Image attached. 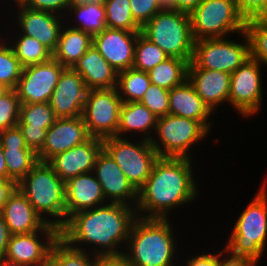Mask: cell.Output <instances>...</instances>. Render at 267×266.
I'll use <instances>...</instances> for the list:
<instances>
[{
    "label": "cell",
    "mask_w": 267,
    "mask_h": 266,
    "mask_svg": "<svg viewBox=\"0 0 267 266\" xmlns=\"http://www.w3.org/2000/svg\"><path fill=\"white\" fill-rule=\"evenodd\" d=\"M108 203L71 215L60 229V238L68 245L94 244L96 256L123 254L118 246L127 243L137 211L133 206Z\"/></svg>",
    "instance_id": "1"
},
{
    "label": "cell",
    "mask_w": 267,
    "mask_h": 266,
    "mask_svg": "<svg viewBox=\"0 0 267 266\" xmlns=\"http://www.w3.org/2000/svg\"><path fill=\"white\" fill-rule=\"evenodd\" d=\"M191 159L159 157L155 161L150 176L138 190V217L167 219L172 208L197 198Z\"/></svg>",
    "instance_id": "2"
},
{
    "label": "cell",
    "mask_w": 267,
    "mask_h": 266,
    "mask_svg": "<svg viewBox=\"0 0 267 266\" xmlns=\"http://www.w3.org/2000/svg\"><path fill=\"white\" fill-rule=\"evenodd\" d=\"M175 236L167 219L137 217L124 255L131 266H175Z\"/></svg>",
    "instance_id": "3"
},
{
    "label": "cell",
    "mask_w": 267,
    "mask_h": 266,
    "mask_svg": "<svg viewBox=\"0 0 267 266\" xmlns=\"http://www.w3.org/2000/svg\"><path fill=\"white\" fill-rule=\"evenodd\" d=\"M265 182L235 222L223 252L228 258L256 266L267 240V190Z\"/></svg>",
    "instance_id": "4"
},
{
    "label": "cell",
    "mask_w": 267,
    "mask_h": 266,
    "mask_svg": "<svg viewBox=\"0 0 267 266\" xmlns=\"http://www.w3.org/2000/svg\"><path fill=\"white\" fill-rule=\"evenodd\" d=\"M17 188L32 204L34 210L44 221L56 226L59 230L65 225V182L54 172L53 168L47 162L39 161L17 183ZM45 215H47L46 218ZM49 215L52 219H57L50 220Z\"/></svg>",
    "instance_id": "5"
},
{
    "label": "cell",
    "mask_w": 267,
    "mask_h": 266,
    "mask_svg": "<svg viewBox=\"0 0 267 266\" xmlns=\"http://www.w3.org/2000/svg\"><path fill=\"white\" fill-rule=\"evenodd\" d=\"M141 34L169 57L191 62L195 41L188 13L162 9L141 28Z\"/></svg>",
    "instance_id": "6"
},
{
    "label": "cell",
    "mask_w": 267,
    "mask_h": 266,
    "mask_svg": "<svg viewBox=\"0 0 267 266\" xmlns=\"http://www.w3.org/2000/svg\"><path fill=\"white\" fill-rule=\"evenodd\" d=\"M189 15L194 41L240 34L246 26L234 0H203Z\"/></svg>",
    "instance_id": "7"
},
{
    "label": "cell",
    "mask_w": 267,
    "mask_h": 266,
    "mask_svg": "<svg viewBox=\"0 0 267 266\" xmlns=\"http://www.w3.org/2000/svg\"><path fill=\"white\" fill-rule=\"evenodd\" d=\"M154 132L158 140L151 138L150 143L159 157L189 159L190 147L209 134L199 121L170 114L157 118Z\"/></svg>",
    "instance_id": "8"
},
{
    "label": "cell",
    "mask_w": 267,
    "mask_h": 266,
    "mask_svg": "<svg viewBox=\"0 0 267 266\" xmlns=\"http://www.w3.org/2000/svg\"><path fill=\"white\" fill-rule=\"evenodd\" d=\"M240 35L245 42L243 44L233 40L229 41L226 37L195 41L193 57L188 69H209L232 74L250 58L248 36L245 31H242Z\"/></svg>",
    "instance_id": "9"
},
{
    "label": "cell",
    "mask_w": 267,
    "mask_h": 266,
    "mask_svg": "<svg viewBox=\"0 0 267 266\" xmlns=\"http://www.w3.org/2000/svg\"><path fill=\"white\" fill-rule=\"evenodd\" d=\"M103 149L115 160L132 186L138 191L151 174L159 158L148 140L136 144L125 137L103 139Z\"/></svg>",
    "instance_id": "10"
},
{
    "label": "cell",
    "mask_w": 267,
    "mask_h": 266,
    "mask_svg": "<svg viewBox=\"0 0 267 266\" xmlns=\"http://www.w3.org/2000/svg\"><path fill=\"white\" fill-rule=\"evenodd\" d=\"M122 103L117 88L88 90L82 117L91 137H117Z\"/></svg>",
    "instance_id": "11"
},
{
    "label": "cell",
    "mask_w": 267,
    "mask_h": 266,
    "mask_svg": "<svg viewBox=\"0 0 267 266\" xmlns=\"http://www.w3.org/2000/svg\"><path fill=\"white\" fill-rule=\"evenodd\" d=\"M261 63L250 57L232 74L228 102L242 116H252L262 106Z\"/></svg>",
    "instance_id": "12"
},
{
    "label": "cell",
    "mask_w": 267,
    "mask_h": 266,
    "mask_svg": "<svg viewBox=\"0 0 267 266\" xmlns=\"http://www.w3.org/2000/svg\"><path fill=\"white\" fill-rule=\"evenodd\" d=\"M64 69L53 58L44 63L23 67L15 88L20 104L49 102Z\"/></svg>",
    "instance_id": "13"
},
{
    "label": "cell",
    "mask_w": 267,
    "mask_h": 266,
    "mask_svg": "<svg viewBox=\"0 0 267 266\" xmlns=\"http://www.w3.org/2000/svg\"><path fill=\"white\" fill-rule=\"evenodd\" d=\"M42 233L47 240L45 242L38 236ZM59 237L60 230L51 224L36 232L11 235L4 260L23 266H45L52 246Z\"/></svg>",
    "instance_id": "14"
},
{
    "label": "cell",
    "mask_w": 267,
    "mask_h": 266,
    "mask_svg": "<svg viewBox=\"0 0 267 266\" xmlns=\"http://www.w3.org/2000/svg\"><path fill=\"white\" fill-rule=\"evenodd\" d=\"M93 173L101 185L107 202L111 200V203L136 206L138 191L126 178L115 160L104 149L97 156ZM131 201L134 203L133 205H131Z\"/></svg>",
    "instance_id": "15"
},
{
    "label": "cell",
    "mask_w": 267,
    "mask_h": 266,
    "mask_svg": "<svg viewBox=\"0 0 267 266\" xmlns=\"http://www.w3.org/2000/svg\"><path fill=\"white\" fill-rule=\"evenodd\" d=\"M88 88L81 75L65 68L49 101L57 118L82 116Z\"/></svg>",
    "instance_id": "16"
},
{
    "label": "cell",
    "mask_w": 267,
    "mask_h": 266,
    "mask_svg": "<svg viewBox=\"0 0 267 266\" xmlns=\"http://www.w3.org/2000/svg\"><path fill=\"white\" fill-rule=\"evenodd\" d=\"M90 138L82 116L57 118L55 123L47 129L42 150L37 154L38 160L48 162L57 154L81 145Z\"/></svg>",
    "instance_id": "17"
},
{
    "label": "cell",
    "mask_w": 267,
    "mask_h": 266,
    "mask_svg": "<svg viewBox=\"0 0 267 266\" xmlns=\"http://www.w3.org/2000/svg\"><path fill=\"white\" fill-rule=\"evenodd\" d=\"M141 31L105 28L93 36V45L119 73L133 67L135 44Z\"/></svg>",
    "instance_id": "18"
},
{
    "label": "cell",
    "mask_w": 267,
    "mask_h": 266,
    "mask_svg": "<svg viewBox=\"0 0 267 266\" xmlns=\"http://www.w3.org/2000/svg\"><path fill=\"white\" fill-rule=\"evenodd\" d=\"M16 5L19 7L16 22L22 31L20 34L35 38L53 53L63 27L61 19L64 17L49 11L34 10L22 6L19 2H16Z\"/></svg>",
    "instance_id": "19"
},
{
    "label": "cell",
    "mask_w": 267,
    "mask_h": 266,
    "mask_svg": "<svg viewBox=\"0 0 267 266\" xmlns=\"http://www.w3.org/2000/svg\"><path fill=\"white\" fill-rule=\"evenodd\" d=\"M102 149L103 140L91 137L85 143L57 154L47 163L67 182L78 175L93 172L97 156Z\"/></svg>",
    "instance_id": "20"
},
{
    "label": "cell",
    "mask_w": 267,
    "mask_h": 266,
    "mask_svg": "<svg viewBox=\"0 0 267 266\" xmlns=\"http://www.w3.org/2000/svg\"><path fill=\"white\" fill-rule=\"evenodd\" d=\"M66 222L80 211L106 203L105 196L93 172L84 173L65 182Z\"/></svg>",
    "instance_id": "21"
},
{
    "label": "cell",
    "mask_w": 267,
    "mask_h": 266,
    "mask_svg": "<svg viewBox=\"0 0 267 266\" xmlns=\"http://www.w3.org/2000/svg\"><path fill=\"white\" fill-rule=\"evenodd\" d=\"M0 214L11 235L36 232L48 225L18 188L9 197Z\"/></svg>",
    "instance_id": "22"
},
{
    "label": "cell",
    "mask_w": 267,
    "mask_h": 266,
    "mask_svg": "<svg viewBox=\"0 0 267 266\" xmlns=\"http://www.w3.org/2000/svg\"><path fill=\"white\" fill-rule=\"evenodd\" d=\"M188 80L211 111L228 102L231 74L209 69H188Z\"/></svg>",
    "instance_id": "23"
},
{
    "label": "cell",
    "mask_w": 267,
    "mask_h": 266,
    "mask_svg": "<svg viewBox=\"0 0 267 266\" xmlns=\"http://www.w3.org/2000/svg\"><path fill=\"white\" fill-rule=\"evenodd\" d=\"M72 69L81 75L88 89H113L117 87L118 72L93 44Z\"/></svg>",
    "instance_id": "24"
},
{
    "label": "cell",
    "mask_w": 267,
    "mask_h": 266,
    "mask_svg": "<svg viewBox=\"0 0 267 266\" xmlns=\"http://www.w3.org/2000/svg\"><path fill=\"white\" fill-rule=\"evenodd\" d=\"M169 114L199 121L208 131L211 129L208 118L212 111L188 79L180 86L169 90Z\"/></svg>",
    "instance_id": "25"
},
{
    "label": "cell",
    "mask_w": 267,
    "mask_h": 266,
    "mask_svg": "<svg viewBox=\"0 0 267 266\" xmlns=\"http://www.w3.org/2000/svg\"><path fill=\"white\" fill-rule=\"evenodd\" d=\"M62 27L52 58L65 68H72L93 44V37L77 28Z\"/></svg>",
    "instance_id": "26"
},
{
    "label": "cell",
    "mask_w": 267,
    "mask_h": 266,
    "mask_svg": "<svg viewBox=\"0 0 267 266\" xmlns=\"http://www.w3.org/2000/svg\"><path fill=\"white\" fill-rule=\"evenodd\" d=\"M157 117L141 102H123L120 110L117 137L125 133L137 131L144 134V140H151L148 134L150 130L155 131ZM150 129V130H149ZM149 131V132H148ZM145 135H147L145 137Z\"/></svg>",
    "instance_id": "27"
},
{
    "label": "cell",
    "mask_w": 267,
    "mask_h": 266,
    "mask_svg": "<svg viewBox=\"0 0 267 266\" xmlns=\"http://www.w3.org/2000/svg\"><path fill=\"white\" fill-rule=\"evenodd\" d=\"M188 66L186 60L168 57L147 73L151 84L170 90L188 79Z\"/></svg>",
    "instance_id": "28"
},
{
    "label": "cell",
    "mask_w": 267,
    "mask_h": 266,
    "mask_svg": "<svg viewBox=\"0 0 267 266\" xmlns=\"http://www.w3.org/2000/svg\"><path fill=\"white\" fill-rule=\"evenodd\" d=\"M79 245H68L62 238L53 244L45 266H98V256Z\"/></svg>",
    "instance_id": "29"
},
{
    "label": "cell",
    "mask_w": 267,
    "mask_h": 266,
    "mask_svg": "<svg viewBox=\"0 0 267 266\" xmlns=\"http://www.w3.org/2000/svg\"><path fill=\"white\" fill-rule=\"evenodd\" d=\"M150 84L147 72L132 67L118 73L116 88L122 102H138Z\"/></svg>",
    "instance_id": "30"
},
{
    "label": "cell",
    "mask_w": 267,
    "mask_h": 266,
    "mask_svg": "<svg viewBox=\"0 0 267 266\" xmlns=\"http://www.w3.org/2000/svg\"><path fill=\"white\" fill-rule=\"evenodd\" d=\"M68 9L74 15V18L76 17L75 25L77 24L76 26L70 25V27L77 28L90 34L92 37L107 28L104 4L87 3L80 6H71Z\"/></svg>",
    "instance_id": "31"
},
{
    "label": "cell",
    "mask_w": 267,
    "mask_h": 266,
    "mask_svg": "<svg viewBox=\"0 0 267 266\" xmlns=\"http://www.w3.org/2000/svg\"><path fill=\"white\" fill-rule=\"evenodd\" d=\"M8 179L20 182L39 162L37 154L28 147H2Z\"/></svg>",
    "instance_id": "32"
},
{
    "label": "cell",
    "mask_w": 267,
    "mask_h": 266,
    "mask_svg": "<svg viewBox=\"0 0 267 266\" xmlns=\"http://www.w3.org/2000/svg\"><path fill=\"white\" fill-rule=\"evenodd\" d=\"M11 47L22 67L44 63L52 58V53L44 45L27 35L21 34Z\"/></svg>",
    "instance_id": "33"
},
{
    "label": "cell",
    "mask_w": 267,
    "mask_h": 266,
    "mask_svg": "<svg viewBox=\"0 0 267 266\" xmlns=\"http://www.w3.org/2000/svg\"><path fill=\"white\" fill-rule=\"evenodd\" d=\"M104 6L107 28L141 31V27L133 18L130 0H106Z\"/></svg>",
    "instance_id": "34"
},
{
    "label": "cell",
    "mask_w": 267,
    "mask_h": 266,
    "mask_svg": "<svg viewBox=\"0 0 267 266\" xmlns=\"http://www.w3.org/2000/svg\"><path fill=\"white\" fill-rule=\"evenodd\" d=\"M57 117L49 102L25 103L20 105L19 121L17 125H29V128L48 129Z\"/></svg>",
    "instance_id": "35"
},
{
    "label": "cell",
    "mask_w": 267,
    "mask_h": 266,
    "mask_svg": "<svg viewBox=\"0 0 267 266\" xmlns=\"http://www.w3.org/2000/svg\"><path fill=\"white\" fill-rule=\"evenodd\" d=\"M246 32L250 44V57L267 64V17L246 20Z\"/></svg>",
    "instance_id": "36"
},
{
    "label": "cell",
    "mask_w": 267,
    "mask_h": 266,
    "mask_svg": "<svg viewBox=\"0 0 267 266\" xmlns=\"http://www.w3.org/2000/svg\"><path fill=\"white\" fill-rule=\"evenodd\" d=\"M169 56L156 44L150 42L141 33L137 37L133 68L148 72Z\"/></svg>",
    "instance_id": "37"
},
{
    "label": "cell",
    "mask_w": 267,
    "mask_h": 266,
    "mask_svg": "<svg viewBox=\"0 0 267 266\" xmlns=\"http://www.w3.org/2000/svg\"><path fill=\"white\" fill-rule=\"evenodd\" d=\"M3 42L0 43V83L8 89H15L23 67L11 45L6 43V39Z\"/></svg>",
    "instance_id": "38"
},
{
    "label": "cell",
    "mask_w": 267,
    "mask_h": 266,
    "mask_svg": "<svg viewBox=\"0 0 267 266\" xmlns=\"http://www.w3.org/2000/svg\"><path fill=\"white\" fill-rule=\"evenodd\" d=\"M20 105L15 89H9L0 96V131L17 126Z\"/></svg>",
    "instance_id": "39"
},
{
    "label": "cell",
    "mask_w": 267,
    "mask_h": 266,
    "mask_svg": "<svg viewBox=\"0 0 267 266\" xmlns=\"http://www.w3.org/2000/svg\"><path fill=\"white\" fill-rule=\"evenodd\" d=\"M144 104L157 118L169 114V90L150 84L139 101Z\"/></svg>",
    "instance_id": "40"
},
{
    "label": "cell",
    "mask_w": 267,
    "mask_h": 266,
    "mask_svg": "<svg viewBox=\"0 0 267 266\" xmlns=\"http://www.w3.org/2000/svg\"><path fill=\"white\" fill-rule=\"evenodd\" d=\"M130 7L135 22L141 28L162 10L157 0H130Z\"/></svg>",
    "instance_id": "41"
},
{
    "label": "cell",
    "mask_w": 267,
    "mask_h": 266,
    "mask_svg": "<svg viewBox=\"0 0 267 266\" xmlns=\"http://www.w3.org/2000/svg\"><path fill=\"white\" fill-rule=\"evenodd\" d=\"M245 20L267 17V0H234Z\"/></svg>",
    "instance_id": "42"
},
{
    "label": "cell",
    "mask_w": 267,
    "mask_h": 266,
    "mask_svg": "<svg viewBox=\"0 0 267 266\" xmlns=\"http://www.w3.org/2000/svg\"><path fill=\"white\" fill-rule=\"evenodd\" d=\"M19 3L34 10L49 11L64 17L66 9L69 8V0H20ZM62 11L63 14H60Z\"/></svg>",
    "instance_id": "43"
},
{
    "label": "cell",
    "mask_w": 267,
    "mask_h": 266,
    "mask_svg": "<svg viewBox=\"0 0 267 266\" xmlns=\"http://www.w3.org/2000/svg\"><path fill=\"white\" fill-rule=\"evenodd\" d=\"M22 132V135L25 139V143L33 150L36 154H38L43 147L45 137H46V129H35L29 128V125H17Z\"/></svg>",
    "instance_id": "44"
},
{
    "label": "cell",
    "mask_w": 267,
    "mask_h": 266,
    "mask_svg": "<svg viewBox=\"0 0 267 266\" xmlns=\"http://www.w3.org/2000/svg\"><path fill=\"white\" fill-rule=\"evenodd\" d=\"M2 147H28L18 126L0 131Z\"/></svg>",
    "instance_id": "45"
},
{
    "label": "cell",
    "mask_w": 267,
    "mask_h": 266,
    "mask_svg": "<svg viewBox=\"0 0 267 266\" xmlns=\"http://www.w3.org/2000/svg\"><path fill=\"white\" fill-rule=\"evenodd\" d=\"M222 251L218 254H199V256H193L191 259L188 258L185 266H219L225 258H221L220 256Z\"/></svg>",
    "instance_id": "46"
},
{
    "label": "cell",
    "mask_w": 267,
    "mask_h": 266,
    "mask_svg": "<svg viewBox=\"0 0 267 266\" xmlns=\"http://www.w3.org/2000/svg\"><path fill=\"white\" fill-rule=\"evenodd\" d=\"M16 189L17 183L12 179H0V212Z\"/></svg>",
    "instance_id": "47"
},
{
    "label": "cell",
    "mask_w": 267,
    "mask_h": 266,
    "mask_svg": "<svg viewBox=\"0 0 267 266\" xmlns=\"http://www.w3.org/2000/svg\"><path fill=\"white\" fill-rule=\"evenodd\" d=\"M98 266H131L124 254L98 255Z\"/></svg>",
    "instance_id": "48"
},
{
    "label": "cell",
    "mask_w": 267,
    "mask_h": 266,
    "mask_svg": "<svg viewBox=\"0 0 267 266\" xmlns=\"http://www.w3.org/2000/svg\"><path fill=\"white\" fill-rule=\"evenodd\" d=\"M10 237L11 233L9 231V228L4 221V218L0 214V261L4 260L5 258Z\"/></svg>",
    "instance_id": "49"
},
{
    "label": "cell",
    "mask_w": 267,
    "mask_h": 266,
    "mask_svg": "<svg viewBox=\"0 0 267 266\" xmlns=\"http://www.w3.org/2000/svg\"><path fill=\"white\" fill-rule=\"evenodd\" d=\"M203 0H175V10L190 14Z\"/></svg>",
    "instance_id": "50"
},
{
    "label": "cell",
    "mask_w": 267,
    "mask_h": 266,
    "mask_svg": "<svg viewBox=\"0 0 267 266\" xmlns=\"http://www.w3.org/2000/svg\"><path fill=\"white\" fill-rule=\"evenodd\" d=\"M0 179H8V171L1 144H0Z\"/></svg>",
    "instance_id": "51"
},
{
    "label": "cell",
    "mask_w": 267,
    "mask_h": 266,
    "mask_svg": "<svg viewBox=\"0 0 267 266\" xmlns=\"http://www.w3.org/2000/svg\"><path fill=\"white\" fill-rule=\"evenodd\" d=\"M219 266H252L249 262L226 258Z\"/></svg>",
    "instance_id": "52"
},
{
    "label": "cell",
    "mask_w": 267,
    "mask_h": 266,
    "mask_svg": "<svg viewBox=\"0 0 267 266\" xmlns=\"http://www.w3.org/2000/svg\"><path fill=\"white\" fill-rule=\"evenodd\" d=\"M106 0H69V7L71 6H80L85 4H98L103 5Z\"/></svg>",
    "instance_id": "53"
},
{
    "label": "cell",
    "mask_w": 267,
    "mask_h": 266,
    "mask_svg": "<svg viewBox=\"0 0 267 266\" xmlns=\"http://www.w3.org/2000/svg\"><path fill=\"white\" fill-rule=\"evenodd\" d=\"M162 9H175V0H157Z\"/></svg>",
    "instance_id": "54"
},
{
    "label": "cell",
    "mask_w": 267,
    "mask_h": 266,
    "mask_svg": "<svg viewBox=\"0 0 267 266\" xmlns=\"http://www.w3.org/2000/svg\"><path fill=\"white\" fill-rule=\"evenodd\" d=\"M0 266H23V265H19V264H16V263L8 262L6 260H1L0 261Z\"/></svg>",
    "instance_id": "55"
},
{
    "label": "cell",
    "mask_w": 267,
    "mask_h": 266,
    "mask_svg": "<svg viewBox=\"0 0 267 266\" xmlns=\"http://www.w3.org/2000/svg\"><path fill=\"white\" fill-rule=\"evenodd\" d=\"M9 89L0 83V96H2L5 92H7Z\"/></svg>",
    "instance_id": "56"
}]
</instances>
